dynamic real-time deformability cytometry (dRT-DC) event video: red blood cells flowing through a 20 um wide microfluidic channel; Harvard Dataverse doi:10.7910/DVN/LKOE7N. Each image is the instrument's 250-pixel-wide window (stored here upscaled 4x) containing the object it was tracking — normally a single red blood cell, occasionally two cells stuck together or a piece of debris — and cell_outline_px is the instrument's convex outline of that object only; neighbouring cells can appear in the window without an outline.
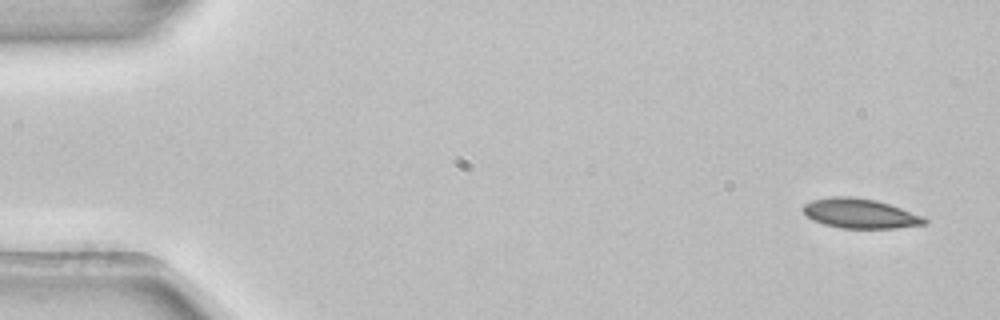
{"species": "common noctule bat (a hibernating species)", "species_latin": "Nyctalus noctula", "temperature_condition": "room temperature", "stored_images_in_passage": 4, "camera_frame_rate_fps": 3000, "um_per_image_px": 0.085, "animal": {"sex": "female", "body_mass_g": 22.7, "forearm_length_mm": 54.2}, "frame": {"image": 1, "passage_image": 1, "time_ms": 0.0, "image_size_px": [1000, 320], "cell_outline_px": [[928, 220], [924, 224], [896, 228], [840, 228], [824, 224], [812, 220], [800, 208], [804, 204], [812, 200], [828, 196], [852, 196], [876, 200], [924, 216]], "centroid_in_image_um": [73.07, 18.14], "position_along_channel_um": 11.9, "area_um2": 21.04}}
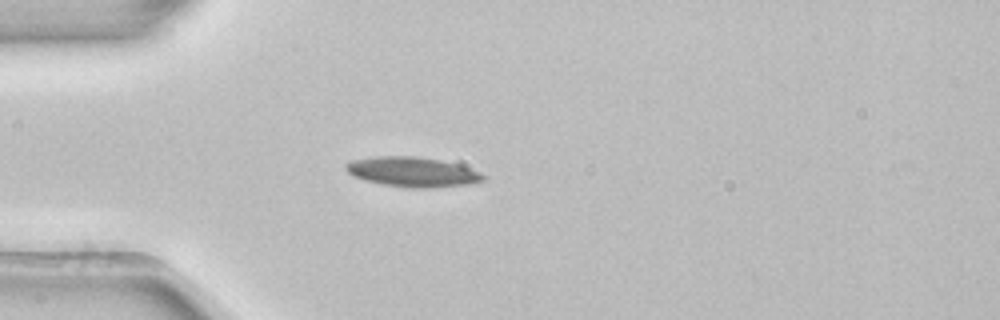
{"frame": {"image": 2, "passage_image": 4, "time_ms": 1.0, "image_size_px": [1000, 320], "cell_outline_px": [[488, 176], [484, 180], [468, 184], [432, 188], [412, 188], [384, 184], [364, 180], [352, 176], [344, 168], [344, 164], [352, 160], [372, 156], [416, 156], [440, 160], [456, 164], [480, 172]], "centroid_in_image_um": [35.03, 14.61], "position_along_channel_um": 50.0, "area_um2": 23.93}}